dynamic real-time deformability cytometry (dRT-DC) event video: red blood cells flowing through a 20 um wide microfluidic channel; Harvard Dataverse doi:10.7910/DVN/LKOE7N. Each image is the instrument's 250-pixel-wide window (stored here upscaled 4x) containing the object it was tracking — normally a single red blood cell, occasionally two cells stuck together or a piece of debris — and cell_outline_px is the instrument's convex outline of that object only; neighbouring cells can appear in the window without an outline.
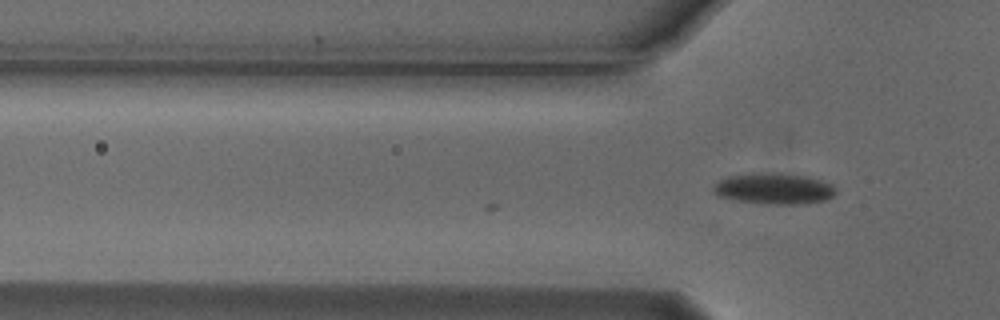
{"species": "Egyptian fruit bat (a non-hibernating species)", "species_latin": "Rousettus aegyptiacus", "temperature_condition": "cold", "stored_images_in_passage": 5, "camera_frame_rate_fps": 3000, "um_per_image_px": 0.085, "animal": {"sex": "male"}, "frame": {"image": 1, "passage_image": 5, "time_ms": 1.333, "image_size_px": [1000, 320], "cell_outline_px": [[836, 192], [828, 200], [804, 204], [760, 204], [736, 200], [720, 196], [712, 192], [712, 188], [720, 180], [728, 176], [752, 172], [780, 172], [808, 176], [832, 184], [836, 188]], "centroid_in_image_um": [65.8, 16.02], "position_along_channel_um": 60.0, "area_um2": 22.66}}